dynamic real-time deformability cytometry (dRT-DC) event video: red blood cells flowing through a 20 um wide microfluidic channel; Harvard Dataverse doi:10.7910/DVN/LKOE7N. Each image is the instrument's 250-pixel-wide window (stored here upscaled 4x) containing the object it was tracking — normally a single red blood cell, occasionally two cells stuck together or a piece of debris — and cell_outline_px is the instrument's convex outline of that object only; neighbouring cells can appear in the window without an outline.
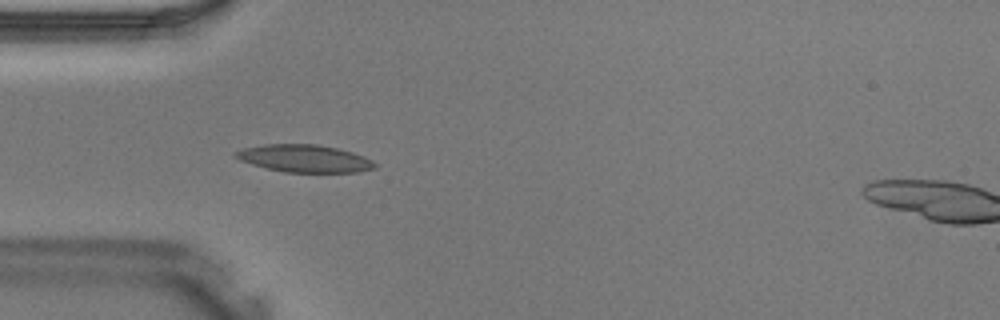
{"species": "Egyptian fruit bat (a non-hibernating species)", "species_latin": "Rousettus aegyptiacus", "temperature_condition": "warm", "stored_images_in_passage": 29, "camera_frame_rate_fps": 3000, "um_per_image_px": 0.085, "animal": {"sex": "male"}, "frame": {"image": 1, "passage_image": 1, "time_ms": 0.0, "image_size_px": [1000, 320], "cell_outline_px": [[376, 168], [356, 172], [284, 172], [252, 164], [240, 160], [232, 156], [232, 152], [244, 148], [264, 144], [316, 144], [336, 148], [352, 152], [364, 156], [372, 160], [376, 164]], "centroid_in_image_um": [25.86, 13.46], "position_along_channel_um": 59.1, "area_um2": 22.25}}
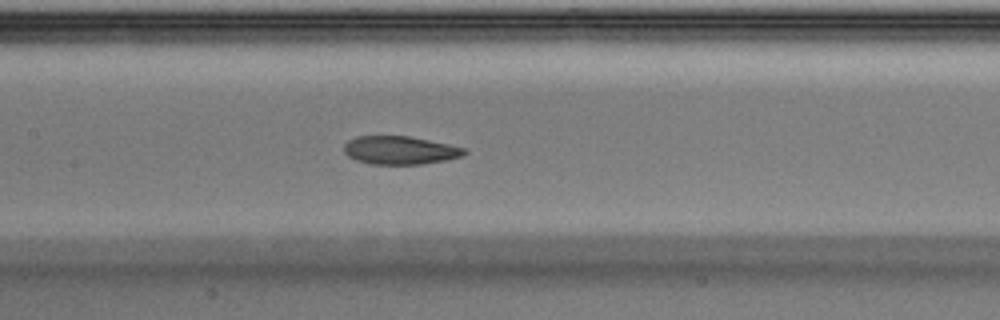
{"frame": {"image": 2, "passage_image": 8, "time_ms": 2.333, "image_size_px": [1000, 320], "cell_outline_px": [[468, 152], [464, 156], [448, 160], [424, 164], [372, 164], [356, 160], [348, 156], [344, 152], [344, 144], [348, 140], [356, 136], [408, 136], [448, 144], [464, 148]], "centroid_in_image_um": [34.01, 12.77], "position_along_channel_um": 173.4, "area_um2": 19.88}}
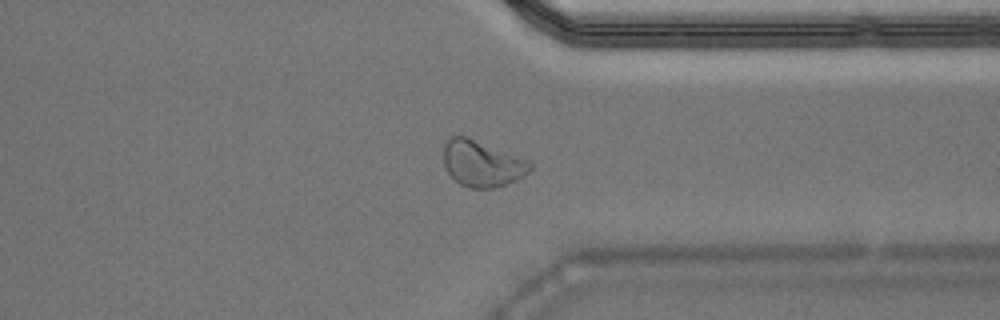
{"frame": {"image": 3, "passage_image": 20, "time_ms": 6.333, "image_size_px": [1000, 320], "cell_outline_px": [[532, 168], [528, 172], [516, 180], [496, 188], [468, 188], [460, 184], [448, 172], [444, 164], [444, 144], [452, 136], [468, 136], [528, 160], [532, 164]], "centroid_in_image_um": [40.97, 13.9], "position_along_channel_um": 370.4, "area_um2": 23.18}}